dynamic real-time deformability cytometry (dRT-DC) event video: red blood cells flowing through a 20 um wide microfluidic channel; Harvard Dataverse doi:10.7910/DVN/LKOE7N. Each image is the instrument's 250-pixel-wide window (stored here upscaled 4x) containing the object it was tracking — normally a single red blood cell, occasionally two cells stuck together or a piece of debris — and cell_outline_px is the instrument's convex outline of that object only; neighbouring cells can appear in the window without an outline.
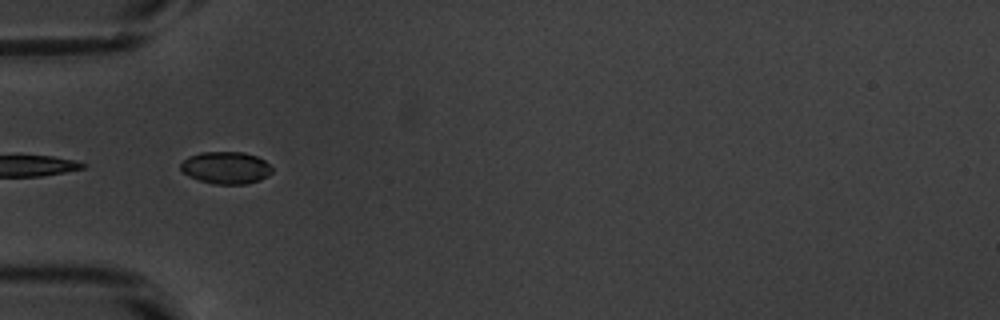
{"species": "common noctule bat (a hibernating species)", "species_latin": "Nyctalus noctula", "temperature_condition": "warm", "stored_images_in_passage": 42, "segment_of_instrument_passage": [2, 2], "camera_frame_rate_fps": 3000, "um_per_image_px": 0.085, "animal": {"sex": "male", "body_mass_g": 20.1, "forearm_length_mm": 53.5}, "frame": {"image": 1, "passage_image": 18, "time_ms": 5.667, "image_size_px": [1000, 320], "cell_outline_px": [[272, 172], [268, 176], [260, 180], [244, 184], [212, 184], [188, 176], [180, 168], [180, 164], [188, 156], [200, 152], [244, 152], [256, 156], [264, 160], [272, 168]], "centroid_in_image_um": [19.2, 14.25], "position_along_channel_um": 65.8, "area_um2": 17.17}}